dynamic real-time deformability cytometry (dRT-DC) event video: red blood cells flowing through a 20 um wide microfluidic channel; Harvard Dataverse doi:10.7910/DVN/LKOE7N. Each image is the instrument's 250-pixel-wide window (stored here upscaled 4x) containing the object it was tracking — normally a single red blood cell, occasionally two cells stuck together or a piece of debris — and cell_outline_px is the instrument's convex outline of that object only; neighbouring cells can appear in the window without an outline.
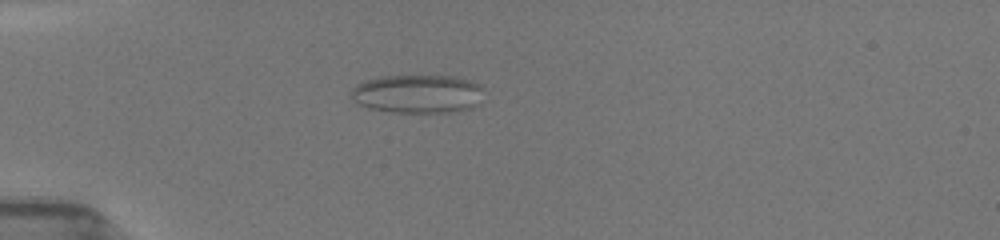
{"species": "common noctule bat (a hibernating species)", "species_latin": "Nyctalus noctula", "temperature_condition": "room temperature", "stored_images_in_passage": 28, "camera_frame_rate_fps": 3000, "um_per_image_px": 0.085, "animal": {"sex": "female", "body_mass_g": 19.5, "forearm_length_mm": 54.1}, "frame": {"image": 1, "passage_image": 1, "time_ms": 0.0, "image_size_px": [1000, 240], "cell_outline_px": [[484, 88], [472, 104], [468, 108], [448, 112], [392, 112], [368, 108], [360, 104], [352, 96], [352, 88], [356, 84], [364, 80], [380, 76], [452, 76], [468, 80], [480, 84]], "centroid_in_image_um": [35.42, 7.96], "position_along_channel_um": 49.6, "area_um2": 29.19}}
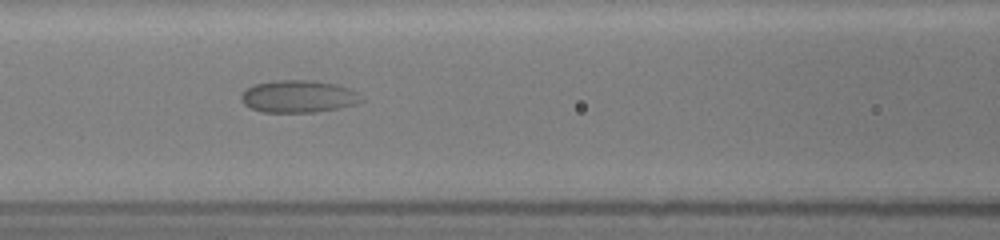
{"frame": {"image": 2, "passage_image": 15, "time_ms": 3.0, "image_size_px": [1000, 240], "cell_outline_px": [[364, 100], [356, 104], [316, 112], [260, 112], [244, 104], [240, 100], [240, 96], [252, 84], [276, 80], [316, 80], [336, 84], [348, 88], [356, 92]], "centroid_in_image_um": [25.34, 8.19], "position_along_channel_um": 141.3, "area_um2": 22.66}}
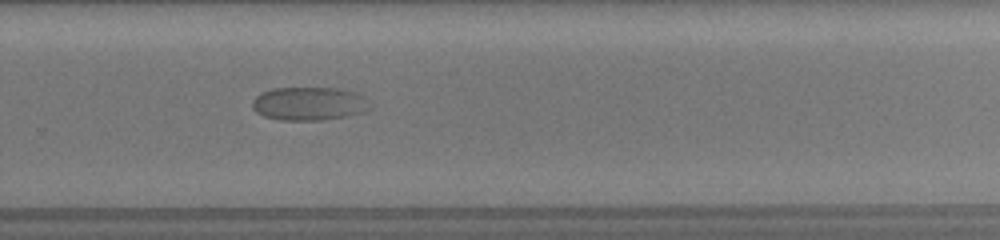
{"frame": {"image": 3, "passage_image": 28, "time_ms": 7.333, "image_size_px": [1000, 240], "cell_outline_px": [[372, 108], [364, 112], [348, 116], [320, 120], [280, 120], [264, 116], [256, 112], [252, 108], [252, 100], [260, 92], [272, 88], [340, 88], [356, 92], [364, 96]], "centroid_in_image_um": [26.28, 8.81], "position_along_channel_um": 303.5, "area_um2": 23.18}}